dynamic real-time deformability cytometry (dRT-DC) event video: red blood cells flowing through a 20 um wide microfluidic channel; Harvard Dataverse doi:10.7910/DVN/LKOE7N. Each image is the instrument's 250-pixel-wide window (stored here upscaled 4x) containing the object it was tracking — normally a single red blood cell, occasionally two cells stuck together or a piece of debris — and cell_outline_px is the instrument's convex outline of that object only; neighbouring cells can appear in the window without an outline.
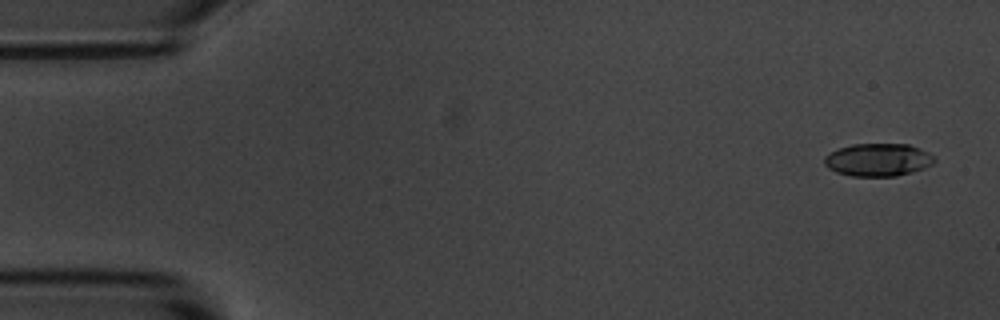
{"species": "common noctule bat (a hibernating species)", "species_latin": "Nyctalus noctula", "temperature_condition": "room temperature", "stored_images_in_passage": 4, "camera_frame_rate_fps": 3000, "um_per_image_px": 0.085, "animal": {"sex": "male", "body_mass_g": 20.1, "forearm_length_mm": 53.5}, "frame": {"image": 1, "passage_image": 1, "time_ms": 0.0, "image_size_px": [1000, 320], "cell_outline_px": [[936, 160], [932, 164], [924, 168], [912, 172], [896, 176], [852, 176], [836, 172], [828, 168], [824, 164], [824, 156], [840, 148], [852, 144], [908, 144], [928, 152], [936, 156]], "centroid_in_image_um": [74.65, 13.59], "position_along_channel_um": 10.3, "area_um2": 21.04}}
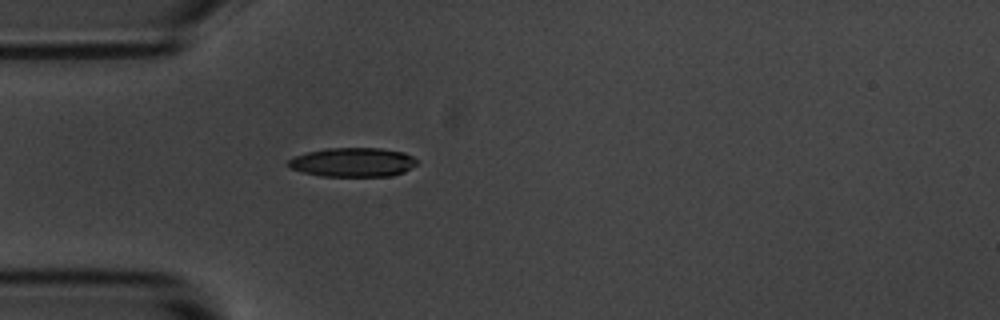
{"frame": {"image": 2, "passage_image": 4, "time_ms": 4.333, "image_size_px": [1000, 320], "cell_outline_px": [[416, 164], [404, 172], [392, 176], [320, 176], [304, 172], [292, 168], [284, 164], [288, 160], [296, 156], [308, 152], [328, 148], [380, 148], [404, 152], [412, 156], [416, 160]], "centroid_in_image_um": [29.99, 13.79], "position_along_channel_um": 55.0, "area_um2": 21.73}}